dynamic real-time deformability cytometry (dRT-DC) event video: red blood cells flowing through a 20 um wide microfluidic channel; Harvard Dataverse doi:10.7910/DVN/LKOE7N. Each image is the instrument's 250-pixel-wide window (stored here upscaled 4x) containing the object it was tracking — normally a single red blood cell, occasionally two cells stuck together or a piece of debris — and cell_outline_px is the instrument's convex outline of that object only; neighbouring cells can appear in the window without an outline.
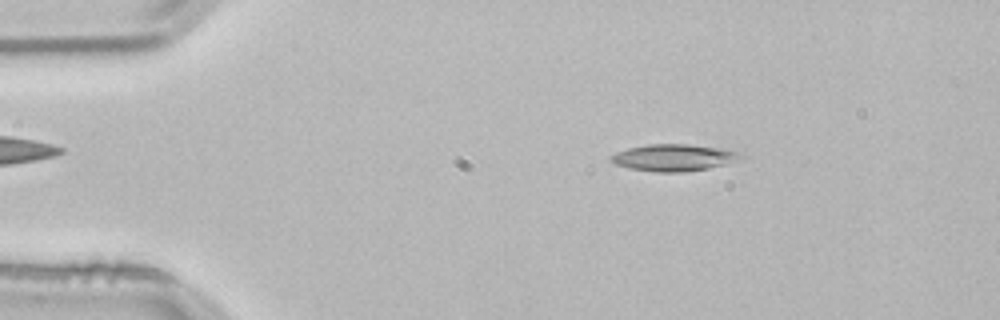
{"species": "common noctule bat (a hibernating species)", "species_latin": "Nyctalus noctula", "temperature_condition": "room temperature", "stored_images_in_passage": 52, "camera_frame_rate_fps": 3000, "um_per_image_px": 0.085, "animal": {"sex": "male", "body_mass_g": 21.5, "forearm_length_mm": 52.0}, "frame": {"image": 1, "passage_image": 8, "time_ms": 2.333, "image_size_px": [1000, 320], "cell_outline_px": [[744, 156], [724, 164], [708, 168], [684, 172], [656, 172], [628, 168], [616, 164], [608, 160], [616, 152], [628, 148], [648, 144], [688, 144], [720, 148], [740, 152]], "centroid_in_image_um": [57.23, 13.39], "position_along_channel_um": 27.8, "area_um2": 20.11}}
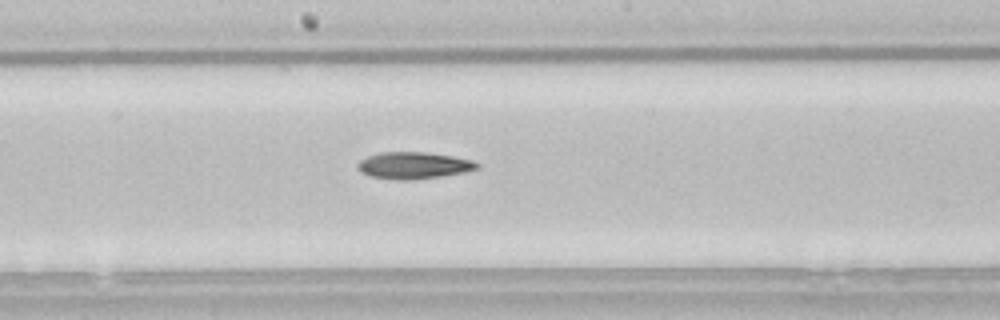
{"frame": {"image": 2, "passage_image": 27, "time_ms": 8.667, "image_size_px": [1000, 320], "cell_outline_px": [[480, 168], [440, 176], [408, 180], [396, 180], [372, 176], [356, 168], [356, 164], [360, 160], [368, 156], [380, 152], [428, 152], [452, 156], [472, 160], [480, 164]], "centroid_in_image_um": [35.15, 14.05], "position_along_channel_um": 213.1, "area_um2": 18.44}}
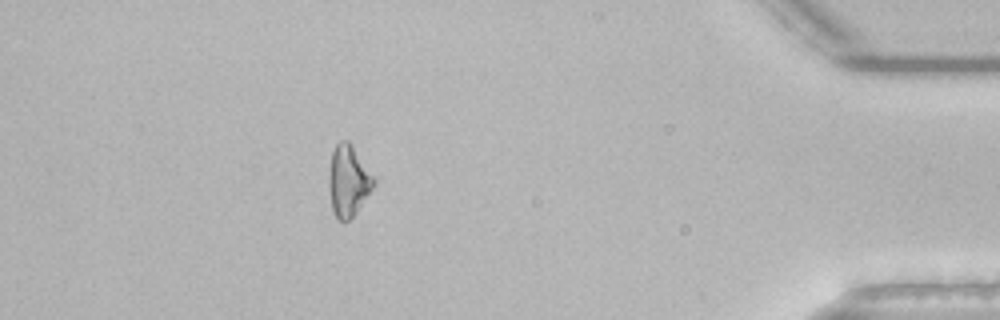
{"frame": {"image": 3, "passage_image": 46, "time_ms": 15.0, "image_size_px": [1000, 320], "cell_outline_px": [[376, 184], [352, 216], [348, 220], [336, 220], [332, 208], [328, 188], [328, 176], [332, 152], [336, 144], [340, 140], [348, 140], [376, 180]], "centroid_in_image_um": [29.58, 15.36], "position_along_channel_um": 405.6, "area_um2": 18.38}}